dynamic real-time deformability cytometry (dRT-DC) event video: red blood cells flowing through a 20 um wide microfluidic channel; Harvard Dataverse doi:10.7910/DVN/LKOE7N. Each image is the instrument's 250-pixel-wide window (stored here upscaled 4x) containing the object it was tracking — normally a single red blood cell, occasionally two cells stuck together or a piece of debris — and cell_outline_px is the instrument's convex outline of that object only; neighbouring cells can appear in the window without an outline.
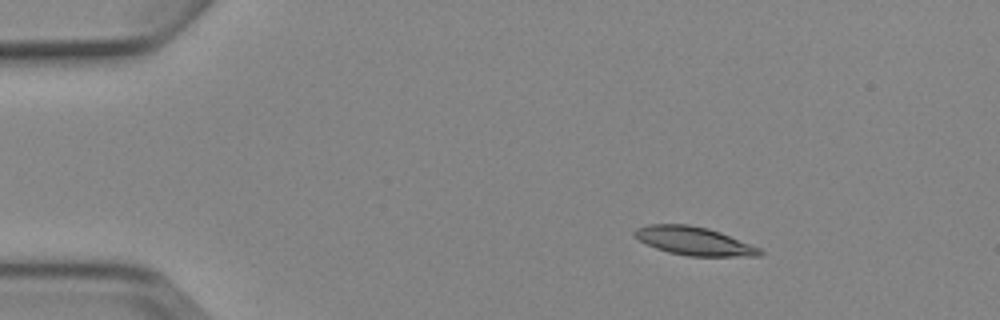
{"species": "Egyptian fruit bat (a non-hibernating species)", "species_latin": "Rousettus aegyptiacus", "temperature_condition": "cold", "stored_images_in_passage": 5, "camera_frame_rate_fps": 3000, "um_per_image_px": 0.085, "animal": {"sex": "female"}, "frame": {"image": 1, "passage_image": 2, "time_ms": 1.333, "image_size_px": [1000, 320], "cell_outline_px": [[764, 252], [760, 256], [688, 256], [668, 252], [656, 248], [640, 240], [632, 232], [636, 228], [648, 224], [688, 224], [708, 228], [720, 232], [760, 248]], "centroid_in_image_um": [58.99, 20.48], "position_along_channel_um": 26.0, "area_um2": 20.58}}
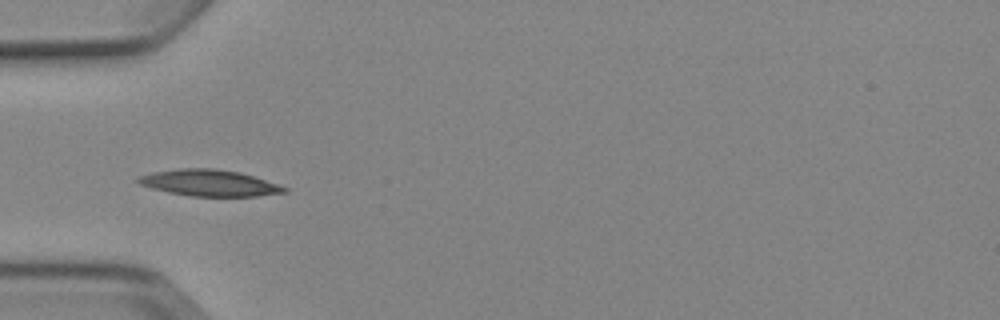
{"frame": {"image": 2, "passage_image": 4, "time_ms": 4.333, "image_size_px": [1000, 320], "cell_outline_px": [[288, 192], [256, 196], [192, 196], [168, 192], [152, 188], [140, 184], [136, 180], [140, 176], [152, 172], [180, 168], [212, 168], [240, 172], [280, 184], [288, 188]], "centroid_in_image_um": [17.83, 15.54], "position_along_channel_um": 67.2, "area_um2": 22.43}}
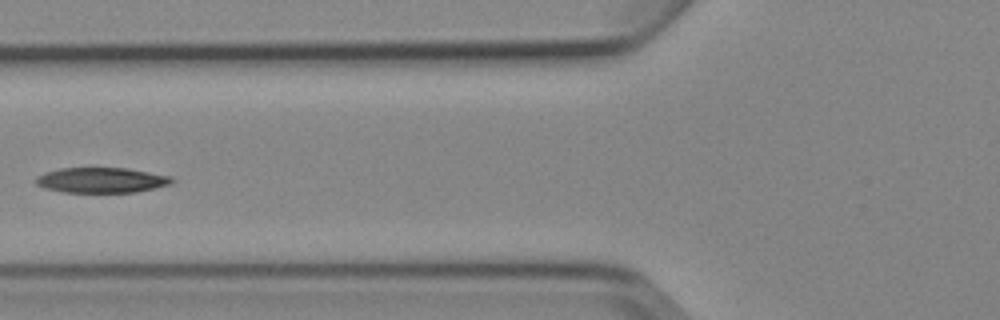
{"frame": {"image": 3, "passage_image": 5, "time_ms": 5.667, "image_size_px": [1000, 320], "cell_outline_px": [[172, 184], [156, 188], [136, 192], [64, 192], [44, 188], [36, 184], [32, 180], [36, 176], [44, 172], [60, 168], [128, 168], [172, 176]], "centroid_in_image_um": [8.59, 15.31], "position_along_channel_um": 117.2, "area_um2": 20.23}}